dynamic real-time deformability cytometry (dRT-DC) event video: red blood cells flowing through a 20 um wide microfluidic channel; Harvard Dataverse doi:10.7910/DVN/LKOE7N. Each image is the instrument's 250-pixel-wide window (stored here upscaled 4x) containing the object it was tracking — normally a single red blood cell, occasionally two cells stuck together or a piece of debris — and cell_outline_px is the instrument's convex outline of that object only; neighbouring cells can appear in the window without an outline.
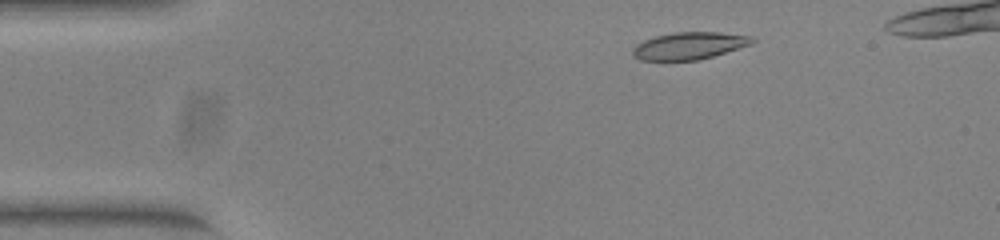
{"species": "common noctule bat (a hibernating species)", "species_latin": "Nyctalus noctula", "temperature_condition": "warm", "stored_images_in_passage": 41, "camera_frame_rate_fps": 3000, "um_per_image_px": 0.085, "animal": {"sex": "female", "body_mass_g": 23.0, "forearm_length_mm": 53.4}, "frame": {"image": 1, "passage_image": 1, "time_ms": 0.0, "image_size_px": [1000, 240], "cell_outline_px": [[756, 40], [752, 44], [712, 56], [696, 60], [640, 60], [632, 56], [632, 48], [636, 44], [644, 40], [656, 36], [676, 32], [720, 32], [752, 36]], "centroid_in_image_um": [58.57, 3.88], "position_along_channel_um": 26.4, "area_um2": 18.9}}
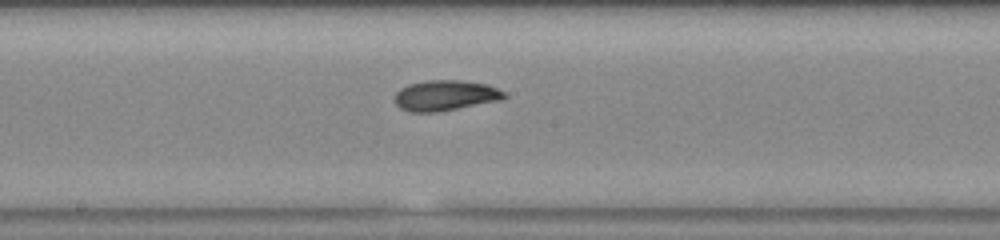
{"frame": {"image": 2, "passage_image": 20, "time_ms": 6.333, "image_size_px": [1000, 240], "cell_outline_px": [[508, 96], [504, 100], [436, 112], [408, 112], [400, 108], [396, 104], [396, 92], [400, 88], [408, 84], [428, 80], [460, 80], [488, 84], [504, 92]], "centroid_in_image_um": [37.88, 8.11], "position_along_channel_um": 210.3, "area_um2": 19.59}}
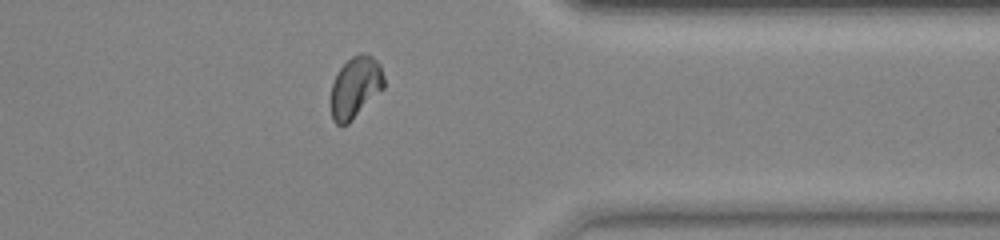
{"frame": {"image": 3, "passage_image": 34, "time_ms": 11.0, "image_size_px": [1000, 240], "cell_outline_px": [[384, 88], [348, 124], [336, 124], [332, 120], [332, 84], [340, 68], [352, 56], [360, 52], [364, 52], [372, 56], [380, 64], [384, 76]], "centroid_in_image_um": [30.23, 7.4], "position_along_channel_um": 381.2, "area_um2": 18.84}}